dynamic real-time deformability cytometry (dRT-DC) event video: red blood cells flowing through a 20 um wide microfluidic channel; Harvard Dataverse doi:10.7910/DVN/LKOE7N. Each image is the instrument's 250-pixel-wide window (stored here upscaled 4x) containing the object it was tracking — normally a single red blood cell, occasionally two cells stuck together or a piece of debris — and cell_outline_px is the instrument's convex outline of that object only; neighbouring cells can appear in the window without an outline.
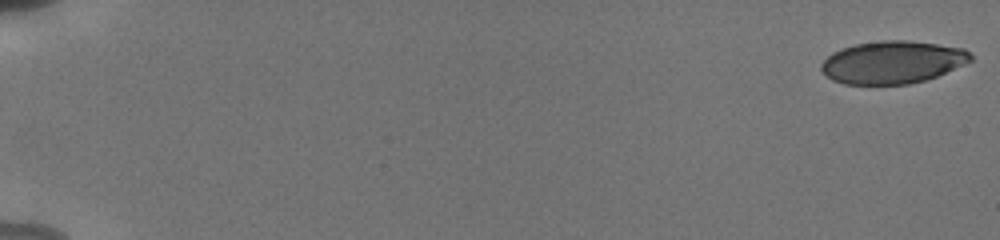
{"species": "human", "species_latin": "Homo sapiens", "temperature_condition": "cold", "stored_images_in_passage": 55, "camera_frame_rate_fps": 3000, "um_per_image_px": 0.085, "donor": {"sex": "male"}, "frame": {"image": 1, "passage_image": 1, "time_ms": 0.0, "image_size_px": [1000, 240], "cell_outline_px": [[972, 60], [964, 64], [936, 76], [924, 80], [908, 84], [844, 84], [832, 80], [820, 68], [820, 64], [832, 52], [856, 44], [880, 40], [908, 40], [964, 48], [972, 56]], "centroid_in_image_um": [75.85, 5.28], "position_along_channel_um": 9.2, "area_um2": 36.82}}
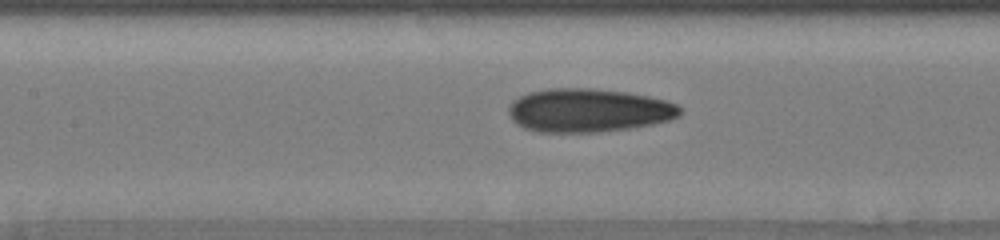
{"frame": {"image": 2, "passage_image": 28, "time_ms": 9.0, "image_size_px": [1000, 240], "cell_outline_px": [[680, 116], [668, 120], [652, 124], [628, 128], [600, 132], [536, 132], [524, 128], [516, 124], [512, 120], [508, 112], [508, 108], [512, 100], [528, 92], [548, 88], [592, 88], [628, 92], [668, 100], [676, 104], [680, 108]], "centroid_in_image_um": [49.99, 9.37], "position_along_channel_um": 157.4, "area_um2": 43.75}}
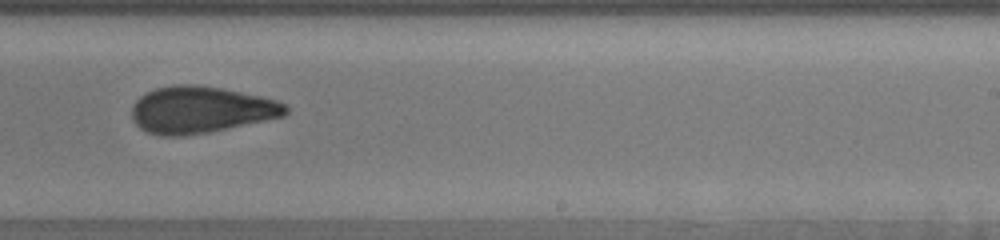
{"frame": {"image": 3, "passage_image": 37, "time_ms": 12.0, "image_size_px": [1000, 240], "cell_outline_px": [[288, 112], [284, 116], [228, 128], [208, 132], [184, 136], [160, 136], [148, 132], [140, 128], [132, 120], [132, 104], [140, 96], [156, 88], [176, 84], [192, 84], [220, 88], [260, 96], [276, 100], [288, 104]], "centroid_in_image_um": [17.05, 9.33], "position_along_channel_um": 272.0, "area_um2": 41.85}, "authors_computed_cell_mechanics": {"area_um2": 40.4022, "velocity_mm_per_s": 3.8346, "shape_relaxation_time_tau1_ms": 7.866, "shape_relaxation_time_tau2_ms": 1.7065, "deformation_change_tau1": 0.1814, "deformation_change_tau2": 0.0807}}